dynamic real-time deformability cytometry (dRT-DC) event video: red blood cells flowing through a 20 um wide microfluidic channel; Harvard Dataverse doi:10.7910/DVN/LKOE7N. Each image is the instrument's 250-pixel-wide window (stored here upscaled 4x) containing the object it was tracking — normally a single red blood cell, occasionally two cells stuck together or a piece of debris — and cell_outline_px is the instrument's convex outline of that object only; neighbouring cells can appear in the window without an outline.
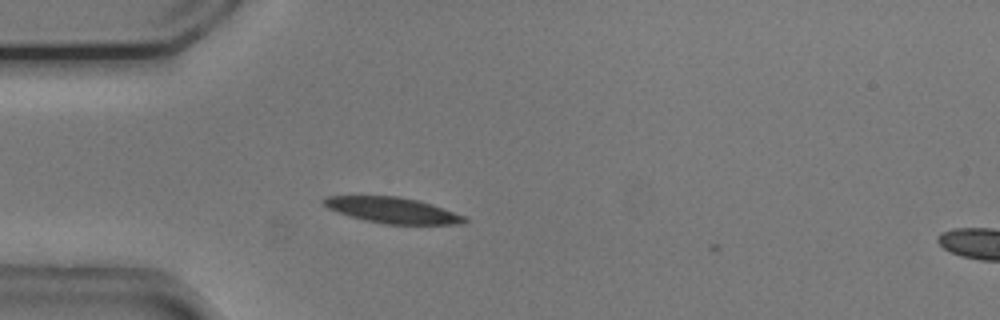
{"species": "common noctule bat (a hibernating species)", "species_latin": "Nyctalus noctula", "temperature_condition": "cold", "stored_images_in_passage": 6, "camera_frame_rate_fps": 3000, "um_per_image_px": 0.085, "animal": {"sex": "male", "body_mass_g": 20.5, "forearm_length_mm": 52.5}, "frame": {"image": 1, "passage_image": 4, "time_ms": 1.0, "image_size_px": [1000, 320], "cell_outline_px": [[468, 220], [464, 224], [384, 224], [364, 220], [348, 216], [328, 208], [320, 200], [324, 196], [400, 196], [420, 200], [432, 204], [464, 216]], "centroid_in_image_um": [33.34, 17.86], "position_along_channel_um": 51.7, "area_um2": 21.27}}